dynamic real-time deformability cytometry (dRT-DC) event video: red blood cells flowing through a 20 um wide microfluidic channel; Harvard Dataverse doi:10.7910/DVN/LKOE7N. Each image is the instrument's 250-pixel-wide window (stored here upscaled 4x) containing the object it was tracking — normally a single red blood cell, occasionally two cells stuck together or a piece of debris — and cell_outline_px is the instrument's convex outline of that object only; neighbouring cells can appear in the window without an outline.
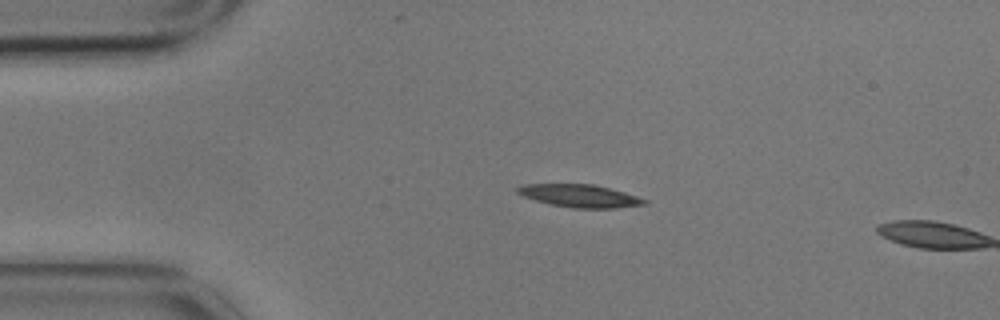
{"species": "common noctule bat (a hibernating species)", "species_latin": "Nyctalus noctula", "temperature_condition": "cold", "stored_images_in_passage": 4, "camera_frame_rate_fps": 3000, "um_per_image_px": 0.085, "animal": {"sex": "male", "body_mass_g": 17.9}, "frame": {"image": 1, "passage_image": 3, "time_ms": 0.667, "image_size_px": [1000, 320], "cell_outline_px": [[648, 204], [616, 208], [572, 208], [552, 204], [536, 200], [524, 196], [516, 192], [516, 188], [520, 184], [592, 184], [624, 192], [648, 200]], "centroid_in_image_um": [49.28, 16.65], "position_along_channel_um": 35.7, "area_um2": 16.7}}